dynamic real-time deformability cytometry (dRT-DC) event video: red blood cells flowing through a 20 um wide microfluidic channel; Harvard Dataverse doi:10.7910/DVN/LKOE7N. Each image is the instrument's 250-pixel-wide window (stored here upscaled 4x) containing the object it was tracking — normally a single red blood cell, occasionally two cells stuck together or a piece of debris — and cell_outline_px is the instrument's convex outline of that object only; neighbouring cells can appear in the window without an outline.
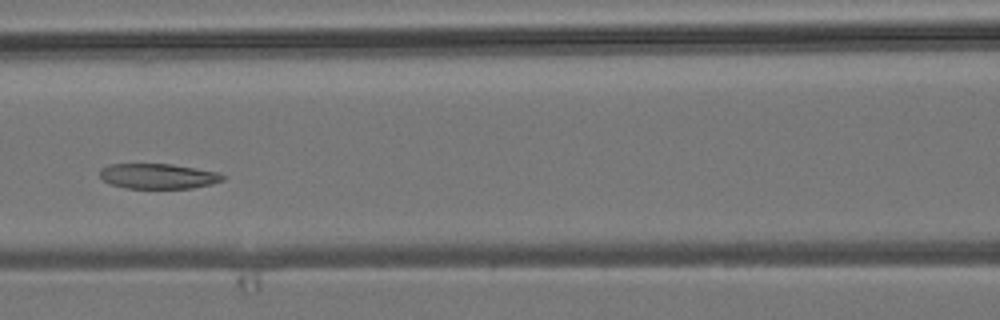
{"species": "common noctule bat (a hibernating species)", "species_latin": "Nyctalus noctula", "temperature_condition": "room temperature", "stored_images_in_passage": 5, "camera_frame_rate_fps": 3000, "um_per_image_px": 0.085, "animal": {"sex": "male", "body_mass_g": 19.2, "forearm_length_mm": 51.8}, "frame": {"image": 1, "passage_image": 5, "time_ms": 4.333, "image_size_px": [1000, 320], "cell_outline_px": [[224, 180], [212, 184], [192, 188], [128, 188], [108, 184], [100, 176], [100, 168], [108, 164], [172, 164], [216, 172], [224, 176]], "centroid_in_image_um": [13.4, 14.97], "position_along_channel_um": 153.2, "area_um2": 17.98}}